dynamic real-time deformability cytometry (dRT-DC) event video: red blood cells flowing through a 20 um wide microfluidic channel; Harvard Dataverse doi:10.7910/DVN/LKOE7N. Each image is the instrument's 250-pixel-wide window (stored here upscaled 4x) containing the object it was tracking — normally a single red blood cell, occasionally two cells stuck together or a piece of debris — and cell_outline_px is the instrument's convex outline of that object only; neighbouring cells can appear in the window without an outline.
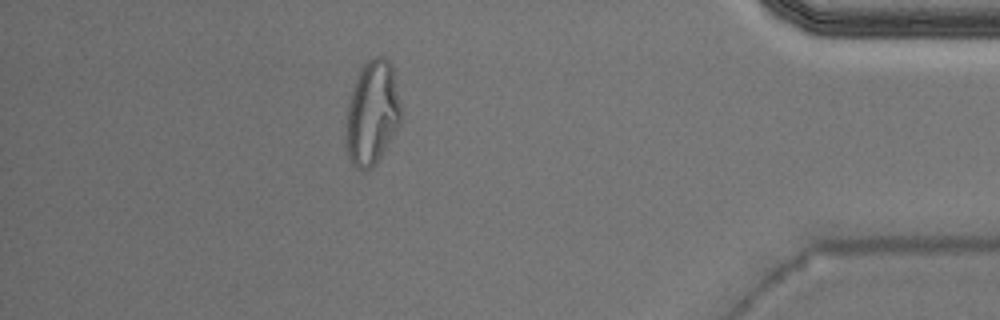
{"species": "Egyptian fruit bat (a non-hibernating species)", "species_latin": "Rousettus aegyptiacus", "temperature_condition": "warm", "stored_images_in_passage": 43, "camera_frame_rate_fps": 3000, "um_per_image_px": 0.085, "animal": {"sex": "male"}, "frame": {"image": 1, "passage_image": 37, "time_ms": 12.0, "image_size_px": [1000, 320], "cell_outline_px": [[400, 124], [376, 164], [372, 168], [360, 172], [352, 164], [344, 148], [344, 136], [348, 108], [352, 88], [360, 68], [368, 60], [376, 56], [384, 56], [392, 64], [400, 104]], "centroid_in_image_um": [31.6, 9.64], "position_along_channel_um": 403.6, "area_um2": 33.76}, "authors_computed_cell_mechanics": {"area_um2": 22.0796, "velocity_mm_per_s": 3.9786, "shape_relaxation_time_tau1_ms": null, "shape_relaxation_time_tau2_ms": 1.2095, "deformation_change_tau1": null, "deformation_change_tau2": 0.0731}}